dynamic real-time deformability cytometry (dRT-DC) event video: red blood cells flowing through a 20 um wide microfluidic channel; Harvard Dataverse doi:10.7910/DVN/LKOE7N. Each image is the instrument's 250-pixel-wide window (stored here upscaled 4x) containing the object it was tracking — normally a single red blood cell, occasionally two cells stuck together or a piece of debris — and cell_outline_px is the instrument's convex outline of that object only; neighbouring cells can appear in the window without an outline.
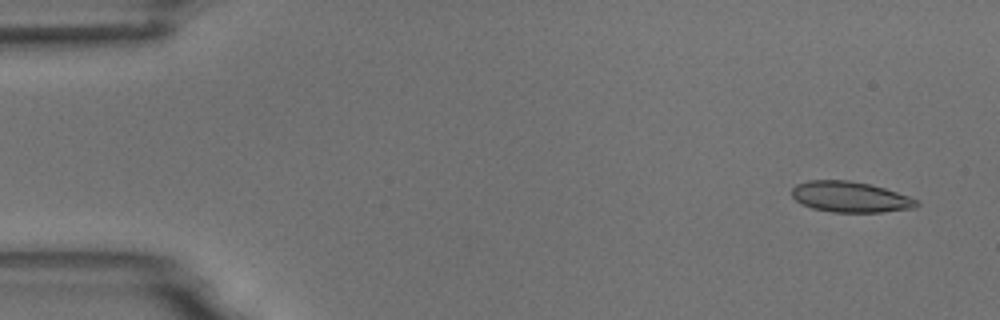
{"species": "common noctule bat (a hibernating species)", "species_latin": "Nyctalus noctula", "temperature_condition": "room temperature", "stored_images_in_passage": 5, "camera_frame_rate_fps": 3000, "um_per_image_px": 0.085, "animal": {"sex": "male", "body_mass_g": 18.8}, "frame": {"image": 1, "passage_image": 1, "time_ms": 0.0, "image_size_px": [1000, 320], "cell_outline_px": [[920, 204], [916, 208], [880, 212], [832, 212], [812, 208], [796, 200], [792, 196], [792, 188], [796, 184], [808, 180], [848, 180], [868, 184], [884, 188], [920, 200]], "centroid_in_image_um": [72.29, 16.74], "position_along_channel_um": 12.7, "area_um2": 22.31}}
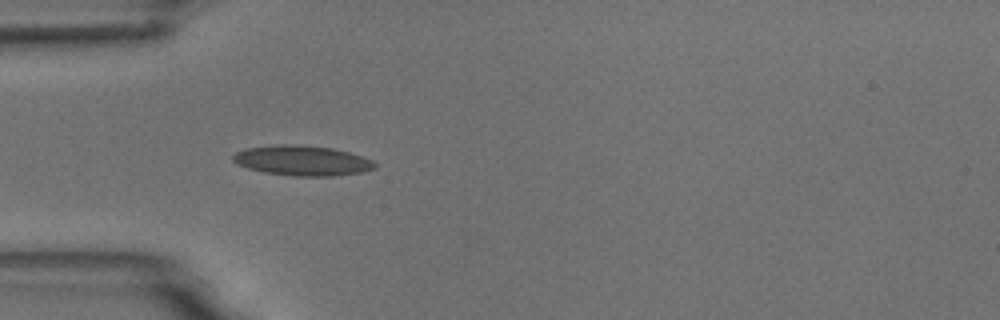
{"frame": {"image": 2, "passage_image": 5, "time_ms": 4.333, "image_size_px": [1000, 320], "cell_outline_px": [[376, 168], [360, 172], [332, 176], [292, 176], [264, 172], [248, 168], [236, 164], [232, 160], [232, 156], [236, 152], [244, 148], [280, 144], [296, 144], [332, 148], [364, 156], [372, 160], [376, 164]], "centroid_in_image_um": [25.67, 13.64], "position_along_channel_um": 59.3, "area_um2": 24.97}}